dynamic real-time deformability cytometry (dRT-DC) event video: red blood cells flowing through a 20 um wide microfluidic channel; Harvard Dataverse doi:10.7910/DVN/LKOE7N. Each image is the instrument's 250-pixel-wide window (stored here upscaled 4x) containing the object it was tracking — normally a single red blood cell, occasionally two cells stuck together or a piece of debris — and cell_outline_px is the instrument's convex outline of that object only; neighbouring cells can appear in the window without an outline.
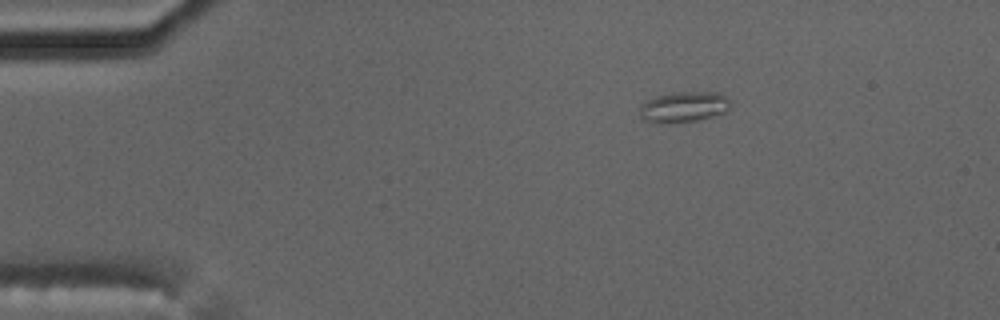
{"species": "common noctule bat (a hibernating species)", "species_latin": "Nyctalus noctula", "temperature_condition": "cold", "stored_images_in_passage": 4, "camera_frame_rate_fps": 3000, "um_per_image_px": 0.085, "animal": {"sex": "male", "body_mass_g": 17.5, "forearm_length_mm": 52.3}, "frame": {"image": 1, "passage_image": 1, "time_ms": 0.0, "image_size_px": [1000, 320], "cell_outline_px": [[728, 108], [724, 112], [712, 116], [696, 120], [660, 124], [644, 120], [640, 116], [640, 104], [656, 96], [672, 92], [720, 92], [728, 96]], "centroid_in_image_um": [58.08, 9.08], "position_along_channel_um": 26.9, "area_um2": 16.18}}
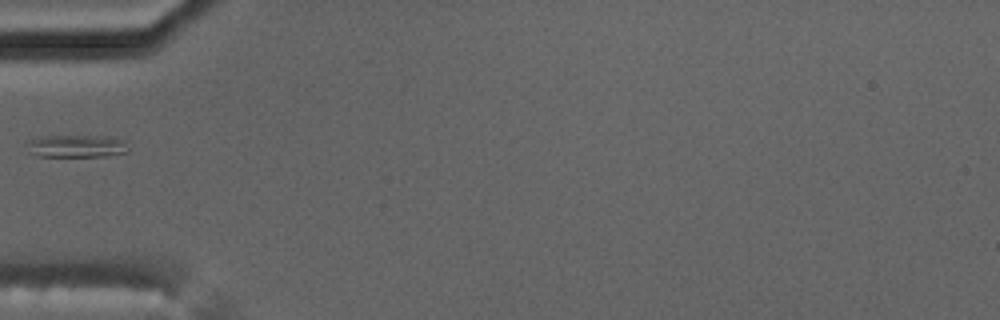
{"frame": {"image": 2, "passage_image": 4, "time_ms": 3.333, "image_size_px": [1000, 320], "cell_outline_px": [[128, 152], [108, 156], [40, 156], [28, 152], [28, 140], [40, 136], [108, 136], [124, 140], [128, 148]], "centroid_in_image_um": [6.52, 12.42], "position_along_channel_um": 78.5, "area_um2": 13.35}}